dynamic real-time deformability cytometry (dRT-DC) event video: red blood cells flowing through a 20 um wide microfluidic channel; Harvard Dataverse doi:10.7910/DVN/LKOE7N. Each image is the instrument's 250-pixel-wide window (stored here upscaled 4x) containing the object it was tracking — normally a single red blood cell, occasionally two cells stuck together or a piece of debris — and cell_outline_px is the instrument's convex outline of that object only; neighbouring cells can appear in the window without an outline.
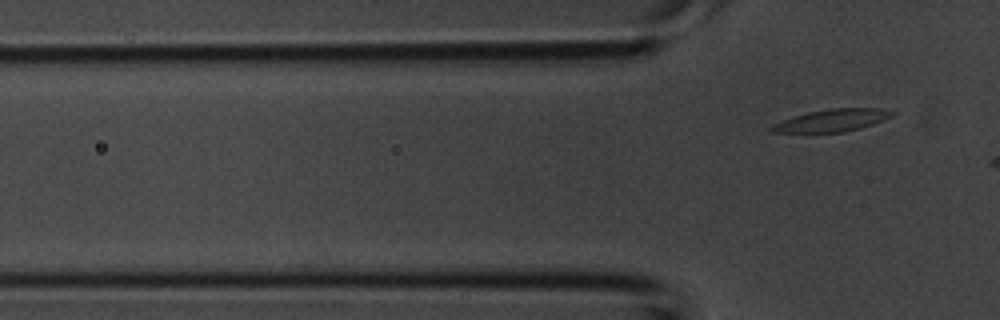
{"species": "common noctule bat (a hibernating species)", "species_latin": "Nyctalus noctula", "temperature_condition": "room temperature", "stored_images_in_passage": 3, "segment_of_instrument_passage": [2, 2], "camera_frame_rate_fps": 3000, "um_per_image_px": 0.085, "animal": {"sex": "male", "body_mass_g": 20.1, "forearm_length_mm": 53.5}, "frame": {"image": 1, "passage_image": 3, "time_ms": 0.667, "image_size_px": [1000, 320], "cell_outline_px": [[896, 112], [892, 116], [884, 120], [860, 128], [840, 132], [772, 132], [768, 128], [772, 124], [792, 116], [808, 112], [832, 108], [876, 108]], "centroid_in_image_um": [70.69, 10.23], "position_along_channel_um": 55.1, "area_um2": 15.55}}